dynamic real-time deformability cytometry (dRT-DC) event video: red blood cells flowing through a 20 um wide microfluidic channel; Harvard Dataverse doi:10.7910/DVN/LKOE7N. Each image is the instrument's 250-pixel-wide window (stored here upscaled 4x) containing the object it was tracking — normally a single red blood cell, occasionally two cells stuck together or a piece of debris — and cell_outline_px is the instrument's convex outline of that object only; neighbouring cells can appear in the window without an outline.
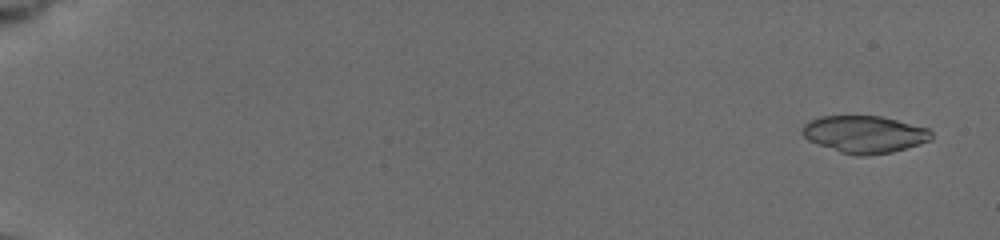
{"species": "common noctule bat (a hibernating species)", "species_latin": "Nyctalus noctula", "temperature_condition": "cold", "stored_images_in_passage": 17, "camera_frame_rate_fps": 3000, "um_per_image_px": 0.085, "animal": {"sex": "female", "body_mass_g": 19.5, "forearm_length_mm": 54.1}, "frame": {"image": 1, "passage_image": 2, "time_ms": 0.667, "image_size_px": [1000, 240], "cell_outline_px": [[932, 140], [920, 144], [892, 152], [868, 156], [860, 156], [840, 152], [816, 144], [808, 140], [800, 132], [800, 128], [808, 120], [820, 116], [880, 116], [928, 128], [932, 132]], "centroid_in_image_um": [73.45, 11.42], "position_along_channel_um": 11.6, "area_um2": 28.21}}
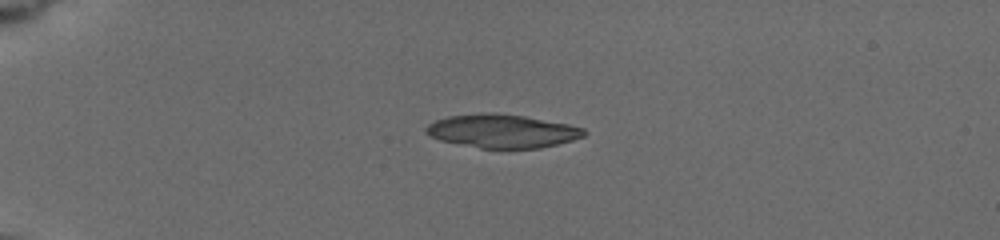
{"frame": {"image": 2, "passage_image": 12, "time_ms": 5.0, "image_size_px": [1000, 240], "cell_outline_px": [[588, 132], [584, 136], [572, 140], [540, 148], [480, 148], [440, 140], [424, 132], [424, 128], [428, 124], [436, 120], [448, 116], [480, 112], [496, 112], [524, 116], [568, 124], [584, 128]], "centroid_in_image_um": [42.68, 11.13], "position_along_channel_um": 42.3, "area_um2": 30.87}}